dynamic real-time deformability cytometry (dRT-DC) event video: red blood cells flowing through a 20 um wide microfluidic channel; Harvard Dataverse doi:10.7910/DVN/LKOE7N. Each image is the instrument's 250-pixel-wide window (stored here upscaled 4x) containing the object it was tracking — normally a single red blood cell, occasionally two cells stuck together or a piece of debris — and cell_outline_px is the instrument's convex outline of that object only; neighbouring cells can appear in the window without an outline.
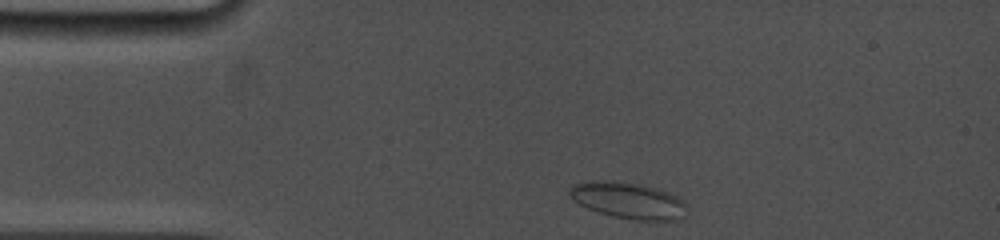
{"species": "common noctule bat (a hibernating species)", "species_latin": "Nyctalus noctula", "temperature_condition": "cold", "stored_images_in_passage": 17, "camera_frame_rate_fps": 5000, "um_per_image_px": 0.085, "animal": {"sex": "female", "body_mass_g": 19.0, "forearm_length_mm": 53.3}, "frame": {"image": 1, "passage_image": 1, "time_ms": 0.0, "image_size_px": [1000, 240], "cell_outline_px": [[688, 208], [684, 220], [632, 220], [612, 216], [588, 208], [580, 204], [568, 192], [568, 188], [572, 184], [592, 180], [612, 180], [640, 184], [656, 188], [668, 192], [684, 200], [688, 204]], "centroid_in_image_um": [53.47, 17.04], "position_along_channel_um": 31.5, "area_um2": 25.2}}
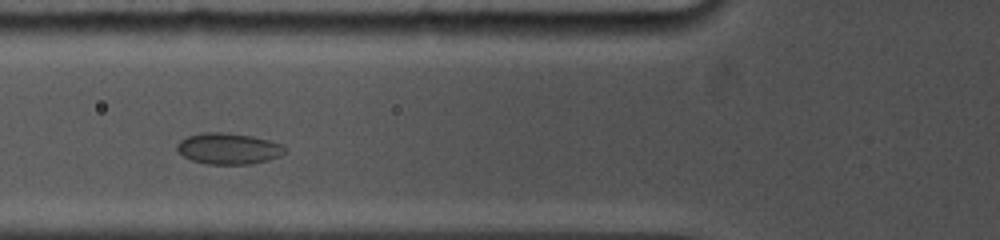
{"frame": {"image": 2, "passage_image": 10, "time_ms": 3.0, "image_size_px": [1000, 240], "cell_outline_px": [[288, 152], [280, 156], [268, 160], [252, 164], [208, 164], [192, 160], [184, 156], [176, 148], [176, 144], [180, 140], [188, 136], [204, 132], [228, 132], [252, 136], [284, 144], [288, 148]], "centroid_in_image_um": [19.48, 12.62], "position_along_channel_um": 106.3, "area_um2": 19.83}}
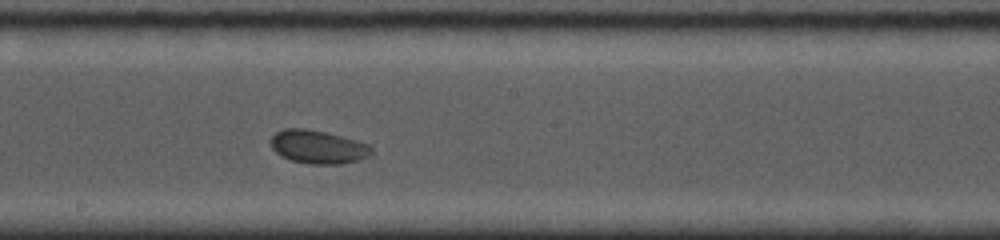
{"frame": {"image": 3, "passage_image": 17, "time_ms": 6.0, "image_size_px": [1000, 240], "cell_outline_px": [[372, 152], [368, 156], [360, 160], [340, 164], [308, 164], [292, 160], [280, 156], [272, 148], [272, 136], [276, 132], [284, 128], [308, 128], [328, 132], [356, 140], [368, 144], [372, 148]], "centroid_in_image_um": [27.04, 12.48], "position_along_channel_um": 221.2, "area_um2": 19.71}}